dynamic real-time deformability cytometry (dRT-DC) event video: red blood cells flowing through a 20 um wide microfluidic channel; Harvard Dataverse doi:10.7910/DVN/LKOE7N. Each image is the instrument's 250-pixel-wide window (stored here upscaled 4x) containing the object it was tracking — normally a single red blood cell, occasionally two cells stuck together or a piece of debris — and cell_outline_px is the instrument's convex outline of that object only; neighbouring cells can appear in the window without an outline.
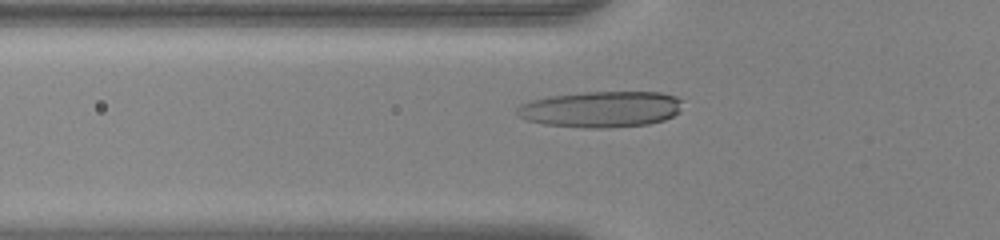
{"species": "human", "species_latin": "Homo sapiens", "temperature_condition": "warm", "stored_images_in_passage": 51, "camera_frame_rate_fps": 3000, "um_per_image_px": 0.085, "donor": {"sex": "female"}, "frame": {"image": 1, "passage_image": 17, "time_ms": 5.333, "image_size_px": [1000, 240], "cell_outline_px": [[684, 100], [680, 112], [664, 120], [648, 124], [608, 128], [584, 128], [544, 124], [524, 120], [516, 116], [516, 108], [520, 104], [532, 100], [548, 96], [584, 92], [660, 92], [676, 96]], "centroid_in_image_um": [51.08, 9.29], "position_along_channel_um": 74.7, "area_um2": 35.32}}
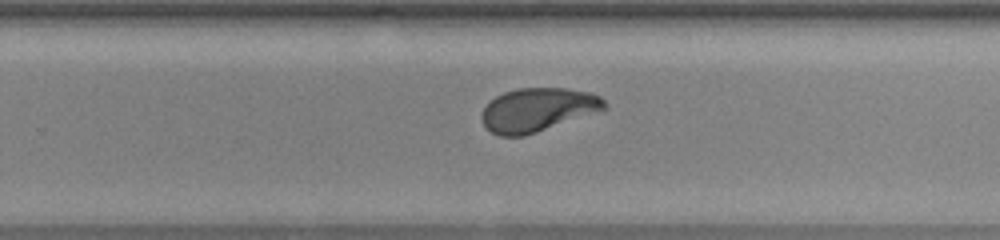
{"frame": {"image": 2, "passage_image": 33, "time_ms": 10.667, "image_size_px": [1000, 240], "cell_outline_px": [[608, 108], [604, 112], [524, 136], [500, 136], [492, 132], [484, 124], [480, 116], [480, 112], [496, 96], [504, 92], [516, 88], [564, 88], [592, 92], [600, 96], [608, 104]], "centroid_in_image_um": [45.8, 9.33], "position_along_channel_um": 284.0, "area_um2": 31.85}}
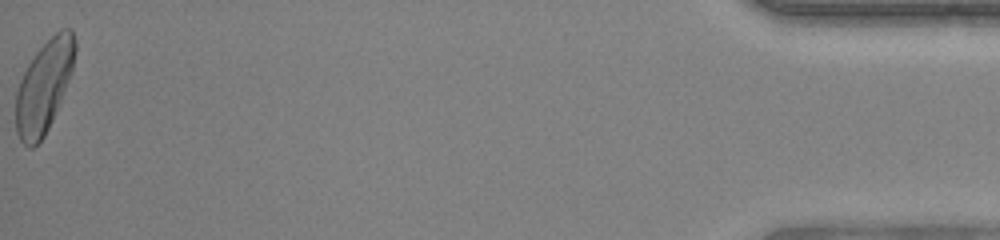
{"frame": {"image": 3, "passage_image": 51, "time_ms": 16.667, "image_size_px": [1000, 240], "cell_outline_px": [[76, 52], [72, 72], [52, 120], [44, 136], [32, 148], [28, 148], [20, 140], [16, 132], [16, 92], [20, 80], [28, 64], [36, 52], [60, 28], [72, 28], [76, 40]], "centroid_in_image_um": [3.75, 7.32], "position_along_channel_um": 431.4, "area_um2": 31.56}, "authors_computed_cell_mechanics": {"area_um2": 31.7322, "velocity_mm_per_s": 3.9395, "shape_relaxation_time_tau1_ms": 3.2941, "shape_relaxation_time_tau2_ms": 1.175, "deformation_change_tau1": 0.1808, "deformation_change_tau2": 0.0624}}